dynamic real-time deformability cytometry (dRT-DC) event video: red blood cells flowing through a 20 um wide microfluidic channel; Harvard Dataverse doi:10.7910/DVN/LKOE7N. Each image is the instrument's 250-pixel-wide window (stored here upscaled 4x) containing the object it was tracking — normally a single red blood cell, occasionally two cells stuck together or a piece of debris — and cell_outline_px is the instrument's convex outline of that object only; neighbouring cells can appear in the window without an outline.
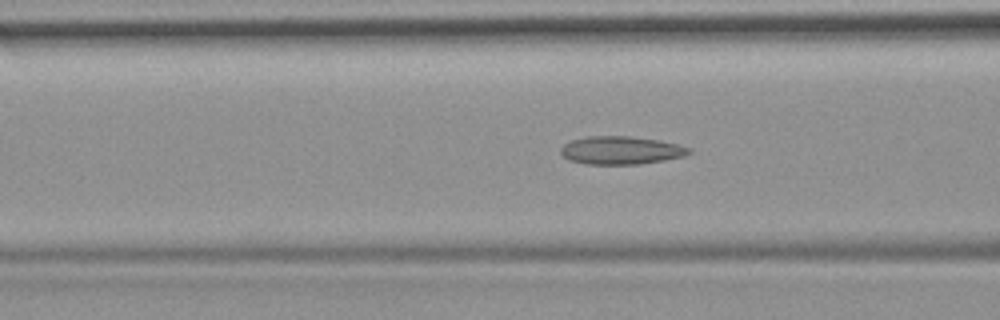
{"species": "common noctule bat (a hibernating species)", "species_latin": "Nyctalus noctula", "temperature_condition": "room temperature", "stored_images_in_passage": 53, "camera_frame_rate_fps": 3000, "um_per_image_px": 0.085, "animal": {"sex": "female", "body_mass_g": 19.9}, "frame": {"image": 1, "passage_image": 21, "time_ms": 6.667, "image_size_px": [1000, 320], "cell_outline_px": [[692, 152], [684, 156], [664, 160], [640, 164], [584, 164], [568, 160], [560, 152], [560, 148], [564, 144], [572, 140], [588, 136], [628, 136], [656, 140], [680, 144], [692, 148]], "centroid_in_image_um": [52.79, 12.78], "position_along_channel_um": 113.8, "area_um2": 21.04}}
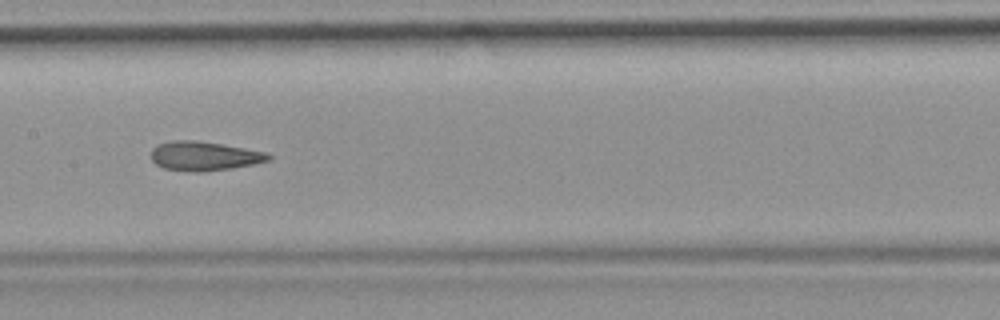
{"frame": {"image": 2, "passage_image": 27, "time_ms": 8.667, "image_size_px": [1000, 320], "cell_outline_px": [[272, 156], [268, 160], [252, 164], [232, 168], [204, 172], [192, 172], [164, 168], [156, 164], [152, 160], [152, 148], [156, 144], [172, 140], [196, 140], [244, 148], [264, 152]], "centroid_in_image_um": [17.3, 13.26], "position_along_channel_um": 190.1, "area_um2": 19.83}}
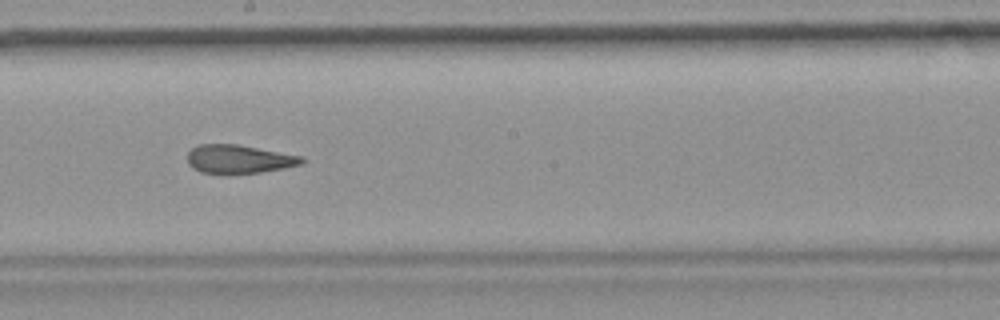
{"frame": {"image": 3, "passage_image": 30, "time_ms": 9.667, "image_size_px": [1000, 320], "cell_outline_px": [[304, 160], [300, 164], [284, 168], [260, 172], [228, 176], [200, 172], [192, 168], [188, 164], [188, 152], [192, 148], [200, 144], [236, 144], [304, 156]], "centroid_in_image_um": [20.27, 13.55], "position_along_channel_um": 227.9, "area_um2": 19.48}, "authors_computed_cell_mechanics": {"area_um2": 20.5768, "velocity_mm_per_s": 3.8144, "shape_relaxation_time_tau1_ms": null, "shape_relaxation_time_tau2_ms": 2.8787, "deformation_change_tau1": null, "deformation_change_tau2": 0.1064}}